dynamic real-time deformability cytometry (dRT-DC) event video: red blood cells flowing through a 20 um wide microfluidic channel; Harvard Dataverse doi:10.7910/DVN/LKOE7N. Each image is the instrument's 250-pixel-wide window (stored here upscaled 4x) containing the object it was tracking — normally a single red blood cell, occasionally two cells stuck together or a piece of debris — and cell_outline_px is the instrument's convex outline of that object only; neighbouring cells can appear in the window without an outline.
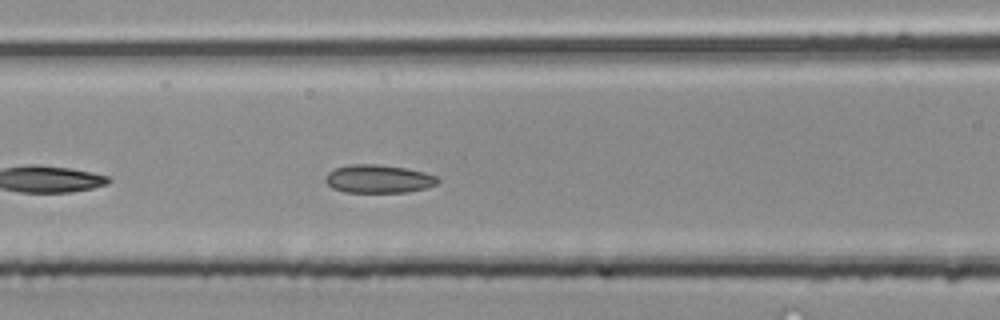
{"species": "common noctule bat (a hibernating species)", "species_latin": "Nyctalus noctula", "temperature_condition": "room temperature", "stored_images_in_passage": 23, "camera_frame_rate_fps": 3000, "um_per_image_px": 0.085, "animal": {"sex": "male", "body_mass_g": 20.4}, "frame": {"image": 1, "passage_image": 17, "time_ms": 5.333, "image_size_px": [1000, 320], "cell_outline_px": [[440, 180], [436, 184], [428, 188], [408, 192], [344, 192], [332, 188], [324, 180], [324, 176], [328, 172], [336, 168], [352, 164], [376, 164], [404, 168], [424, 172], [436, 176]], "centroid_in_image_um": [32.16, 15.21], "position_along_channel_um": 134.4, "area_um2": 18.5}}